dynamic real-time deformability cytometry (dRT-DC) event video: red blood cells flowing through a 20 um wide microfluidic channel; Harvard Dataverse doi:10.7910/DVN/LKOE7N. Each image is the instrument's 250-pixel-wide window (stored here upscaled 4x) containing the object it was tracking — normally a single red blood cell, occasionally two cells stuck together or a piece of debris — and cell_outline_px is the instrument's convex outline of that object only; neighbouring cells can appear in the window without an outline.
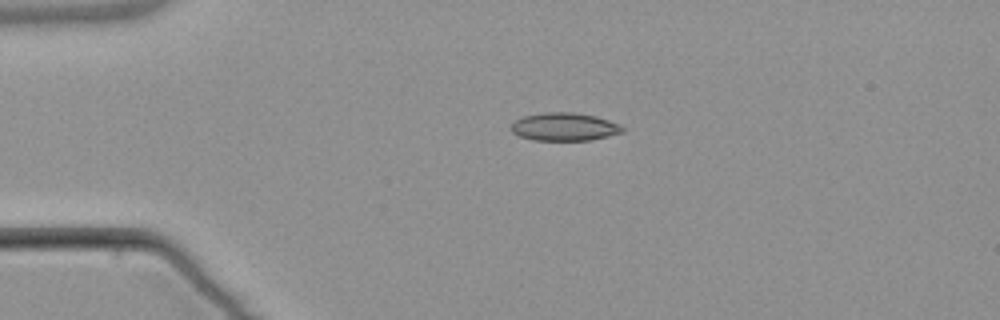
{"species": "common noctule bat (a hibernating species)", "species_latin": "Nyctalus noctula", "temperature_condition": "warm", "stored_images_in_passage": 4, "camera_frame_rate_fps": 3000, "um_per_image_px": 0.085, "animal": {"sex": "male", "body_mass_g": 21.5, "forearm_length_mm": 52.0}, "frame": {"image": 1, "passage_image": 4, "time_ms": 3.667, "image_size_px": [1000, 320], "cell_outline_px": [[624, 132], [592, 140], [532, 140], [520, 136], [512, 132], [512, 124], [516, 120], [524, 116], [544, 112], [572, 112], [596, 116], [620, 124], [624, 128]], "centroid_in_image_um": [48.0, 10.78], "position_along_channel_um": 37.0, "area_um2": 18.15}}